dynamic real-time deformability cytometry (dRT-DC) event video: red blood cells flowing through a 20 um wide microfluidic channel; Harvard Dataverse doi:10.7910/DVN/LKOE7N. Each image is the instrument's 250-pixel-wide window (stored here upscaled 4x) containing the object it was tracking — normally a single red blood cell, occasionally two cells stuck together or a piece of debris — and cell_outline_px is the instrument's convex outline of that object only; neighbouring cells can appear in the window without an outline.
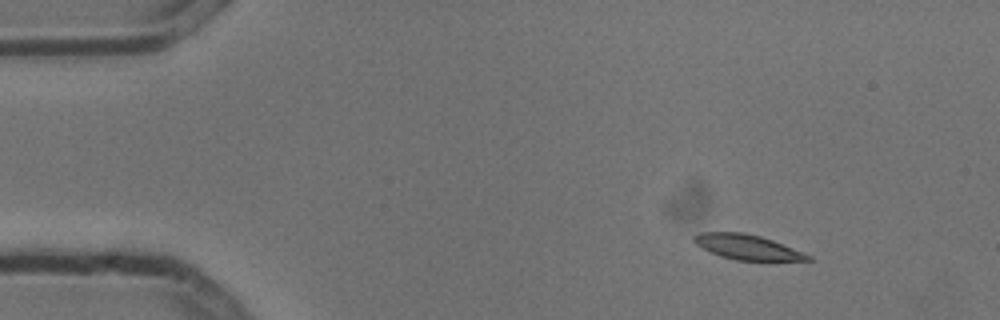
{"species": "common noctule bat (a hibernating species)", "species_latin": "Nyctalus noctula", "temperature_condition": "cold", "stored_images_in_passage": 3, "camera_frame_rate_fps": 3000, "um_per_image_px": 0.085, "animal": {"sex": "male", "body_mass_g": 13.3}, "frame": {"image": 1, "passage_image": 1, "time_ms": 0.0, "image_size_px": [1000, 320], "cell_outline_px": [[812, 260], [736, 260], [720, 256], [696, 244], [692, 240], [692, 236], [700, 232], [744, 232], [760, 236], [772, 240], [812, 256]], "centroid_in_image_um": [63.48, 20.99], "position_along_channel_um": 21.5, "area_um2": 16.3}}
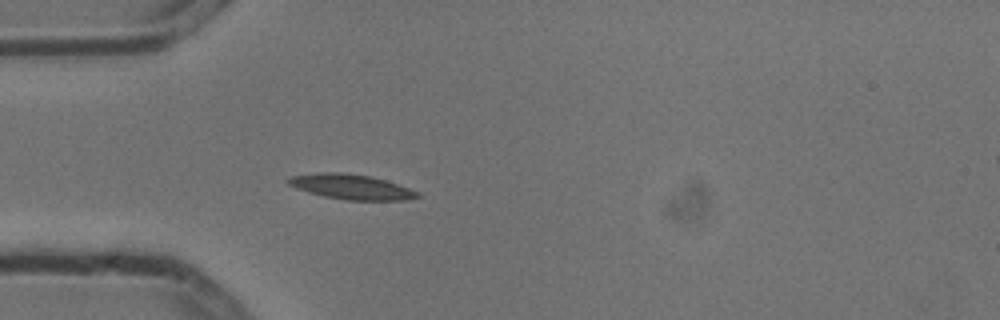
{"frame": {"image": 2, "passage_image": 3, "time_ms": 0.667, "image_size_px": [1000, 320], "cell_outline_px": [[420, 196], [404, 200], [344, 200], [324, 196], [308, 192], [296, 188], [288, 184], [284, 180], [288, 176], [316, 172], [348, 172], [372, 176], [420, 192]], "centroid_in_image_um": [29.78, 15.86], "position_along_channel_um": 55.2, "area_um2": 19.02}}